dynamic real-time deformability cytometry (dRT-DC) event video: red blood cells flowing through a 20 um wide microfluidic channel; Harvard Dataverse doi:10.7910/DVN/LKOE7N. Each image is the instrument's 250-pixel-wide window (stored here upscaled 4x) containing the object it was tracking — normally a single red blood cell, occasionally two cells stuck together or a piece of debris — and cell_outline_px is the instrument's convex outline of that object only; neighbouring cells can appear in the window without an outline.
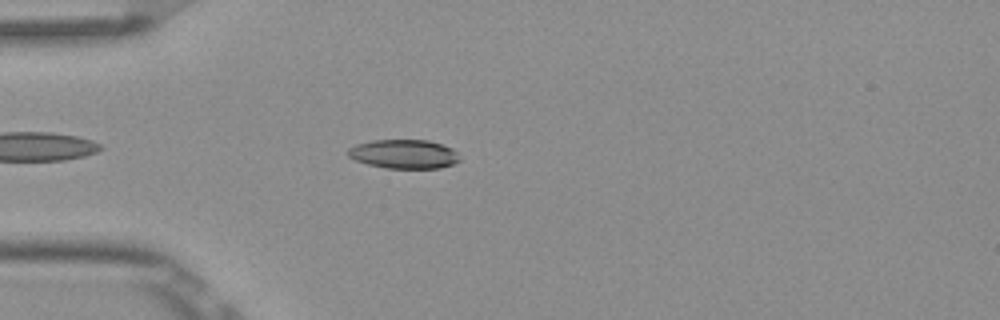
{"species": "Egyptian fruit bat (a non-hibernating species)", "species_latin": "Rousettus aegyptiacus", "temperature_condition": "room temperature", "stored_images_in_passage": 2, "camera_frame_rate_fps": 3000, "um_per_image_px": 0.085, "frame": {"image": 1, "passage_image": 2, "time_ms": 0.333, "image_size_px": [1000, 320], "cell_outline_px": [[460, 160], [456, 164], [440, 168], [384, 168], [368, 164], [356, 160], [348, 156], [348, 148], [356, 144], [372, 140], [428, 140], [452, 148], [456, 152]], "centroid_in_image_um": [34.34, 13.1], "position_along_channel_um": 50.7, "area_um2": 18.9}}